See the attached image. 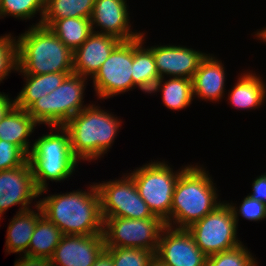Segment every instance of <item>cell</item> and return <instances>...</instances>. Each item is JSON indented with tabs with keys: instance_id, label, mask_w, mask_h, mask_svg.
<instances>
[{
	"instance_id": "cell-1",
	"label": "cell",
	"mask_w": 266,
	"mask_h": 266,
	"mask_svg": "<svg viewBox=\"0 0 266 266\" xmlns=\"http://www.w3.org/2000/svg\"><path fill=\"white\" fill-rule=\"evenodd\" d=\"M90 192H70L48 196L39 205L43 215L54 223L63 235L103 234L104 219L98 188Z\"/></svg>"
},
{
	"instance_id": "cell-2",
	"label": "cell",
	"mask_w": 266,
	"mask_h": 266,
	"mask_svg": "<svg viewBox=\"0 0 266 266\" xmlns=\"http://www.w3.org/2000/svg\"><path fill=\"white\" fill-rule=\"evenodd\" d=\"M16 42V70L20 73H73V52L49 27L33 25Z\"/></svg>"
},
{
	"instance_id": "cell-3",
	"label": "cell",
	"mask_w": 266,
	"mask_h": 266,
	"mask_svg": "<svg viewBox=\"0 0 266 266\" xmlns=\"http://www.w3.org/2000/svg\"><path fill=\"white\" fill-rule=\"evenodd\" d=\"M217 193L212 180L201 167L190 166L179 176L172 197V221L179 229H187L222 203H217ZM173 220H172V219Z\"/></svg>"
},
{
	"instance_id": "cell-4",
	"label": "cell",
	"mask_w": 266,
	"mask_h": 266,
	"mask_svg": "<svg viewBox=\"0 0 266 266\" xmlns=\"http://www.w3.org/2000/svg\"><path fill=\"white\" fill-rule=\"evenodd\" d=\"M93 106L85 107L63 125L72 153L79 160L97 159L106 153L119 130L117 118Z\"/></svg>"
},
{
	"instance_id": "cell-5",
	"label": "cell",
	"mask_w": 266,
	"mask_h": 266,
	"mask_svg": "<svg viewBox=\"0 0 266 266\" xmlns=\"http://www.w3.org/2000/svg\"><path fill=\"white\" fill-rule=\"evenodd\" d=\"M57 128L61 129V135L52 133L40 137L28 155L39 195L47 190V179L65 180L73 173L78 161L72 153L68 131L63 126Z\"/></svg>"
},
{
	"instance_id": "cell-6",
	"label": "cell",
	"mask_w": 266,
	"mask_h": 266,
	"mask_svg": "<svg viewBox=\"0 0 266 266\" xmlns=\"http://www.w3.org/2000/svg\"><path fill=\"white\" fill-rule=\"evenodd\" d=\"M86 77L68 75L51 93L35 101L26 111L38 124H48L54 129L85 108L82 106Z\"/></svg>"
},
{
	"instance_id": "cell-7",
	"label": "cell",
	"mask_w": 266,
	"mask_h": 266,
	"mask_svg": "<svg viewBox=\"0 0 266 266\" xmlns=\"http://www.w3.org/2000/svg\"><path fill=\"white\" fill-rule=\"evenodd\" d=\"M173 173L164 162L146 164L130 176L133 178L140 197L146 202L154 216L161 218L170 227V212L174 189L179 176L188 168Z\"/></svg>"
},
{
	"instance_id": "cell-8",
	"label": "cell",
	"mask_w": 266,
	"mask_h": 266,
	"mask_svg": "<svg viewBox=\"0 0 266 266\" xmlns=\"http://www.w3.org/2000/svg\"><path fill=\"white\" fill-rule=\"evenodd\" d=\"M237 215L235 206L223 203L187 230L206 256L228 251L242 244L236 237Z\"/></svg>"
},
{
	"instance_id": "cell-9",
	"label": "cell",
	"mask_w": 266,
	"mask_h": 266,
	"mask_svg": "<svg viewBox=\"0 0 266 266\" xmlns=\"http://www.w3.org/2000/svg\"><path fill=\"white\" fill-rule=\"evenodd\" d=\"M103 235L106 248H139L157 251L166 223L159 217L131 219L103 217Z\"/></svg>"
},
{
	"instance_id": "cell-10",
	"label": "cell",
	"mask_w": 266,
	"mask_h": 266,
	"mask_svg": "<svg viewBox=\"0 0 266 266\" xmlns=\"http://www.w3.org/2000/svg\"><path fill=\"white\" fill-rule=\"evenodd\" d=\"M101 201L103 217L145 219L156 217L140 197L133 178L96 184Z\"/></svg>"
},
{
	"instance_id": "cell-11",
	"label": "cell",
	"mask_w": 266,
	"mask_h": 266,
	"mask_svg": "<svg viewBox=\"0 0 266 266\" xmlns=\"http://www.w3.org/2000/svg\"><path fill=\"white\" fill-rule=\"evenodd\" d=\"M132 66L133 39L121 41L93 76L99 98H109L134 87Z\"/></svg>"
},
{
	"instance_id": "cell-12",
	"label": "cell",
	"mask_w": 266,
	"mask_h": 266,
	"mask_svg": "<svg viewBox=\"0 0 266 266\" xmlns=\"http://www.w3.org/2000/svg\"><path fill=\"white\" fill-rule=\"evenodd\" d=\"M155 255L167 266H205L207 261L187 229L169 226L161 232Z\"/></svg>"
},
{
	"instance_id": "cell-13",
	"label": "cell",
	"mask_w": 266,
	"mask_h": 266,
	"mask_svg": "<svg viewBox=\"0 0 266 266\" xmlns=\"http://www.w3.org/2000/svg\"><path fill=\"white\" fill-rule=\"evenodd\" d=\"M105 249L103 234L63 235L50 259L53 266H92Z\"/></svg>"
},
{
	"instance_id": "cell-14",
	"label": "cell",
	"mask_w": 266,
	"mask_h": 266,
	"mask_svg": "<svg viewBox=\"0 0 266 266\" xmlns=\"http://www.w3.org/2000/svg\"><path fill=\"white\" fill-rule=\"evenodd\" d=\"M39 196L29 162L0 171V218L10 206L22 205L20 212L30 209L32 199Z\"/></svg>"
},
{
	"instance_id": "cell-15",
	"label": "cell",
	"mask_w": 266,
	"mask_h": 266,
	"mask_svg": "<svg viewBox=\"0 0 266 266\" xmlns=\"http://www.w3.org/2000/svg\"><path fill=\"white\" fill-rule=\"evenodd\" d=\"M153 52L160 78L164 74L192 80L201 60L206 54L180 46H156L149 48Z\"/></svg>"
},
{
	"instance_id": "cell-16",
	"label": "cell",
	"mask_w": 266,
	"mask_h": 266,
	"mask_svg": "<svg viewBox=\"0 0 266 266\" xmlns=\"http://www.w3.org/2000/svg\"><path fill=\"white\" fill-rule=\"evenodd\" d=\"M120 42L115 36L93 32L73 52V73L93 77Z\"/></svg>"
},
{
	"instance_id": "cell-17",
	"label": "cell",
	"mask_w": 266,
	"mask_h": 266,
	"mask_svg": "<svg viewBox=\"0 0 266 266\" xmlns=\"http://www.w3.org/2000/svg\"><path fill=\"white\" fill-rule=\"evenodd\" d=\"M126 0H95L93 12L90 18L93 25L97 24L103 28L100 34H108L115 36L121 41H128L135 39L141 33H134L130 31L128 25L129 17L127 11Z\"/></svg>"
},
{
	"instance_id": "cell-18",
	"label": "cell",
	"mask_w": 266,
	"mask_h": 266,
	"mask_svg": "<svg viewBox=\"0 0 266 266\" xmlns=\"http://www.w3.org/2000/svg\"><path fill=\"white\" fill-rule=\"evenodd\" d=\"M214 57L206 56L201 60L198 70L192 77L193 95L207 100H219L224 93V67Z\"/></svg>"
},
{
	"instance_id": "cell-19",
	"label": "cell",
	"mask_w": 266,
	"mask_h": 266,
	"mask_svg": "<svg viewBox=\"0 0 266 266\" xmlns=\"http://www.w3.org/2000/svg\"><path fill=\"white\" fill-rule=\"evenodd\" d=\"M39 213L31 211H18L9 223L6 236V250L9 253L24 252L28 255V248L37 221L43 216L39 202L35 205Z\"/></svg>"
},
{
	"instance_id": "cell-20",
	"label": "cell",
	"mask_w": 266,
	"mask_h": 266,
	"mask_svg": "<svg viewBox=\"0 0 266 266\" xmlns=\"http://www.w3.org/2000/svg\"><path fill=\"white\" fill-rule=\"evenodd\" d=\"M38 124L26 110L14 107L0 122V140L20 147L27 155L30 153L27 137Z\"/></svg>"
},
{
	"instance_id": "cell-21",
	"label": "cell",
	"mask_w": 266,
	"mask_h": 266,
	"mask_svg": "<svg viewBox=\"0 0 266 266\" xmlns=\"http://www.w3.org/2000/svg\"><path fill=\"white\" fill-rule=\"evenodd\" d=\"M143 35L133 39V73L131 76L135 86L151 93L160 76L153 52L149 48H142Z\"/></svg>"
},
{
	"instance_id": "cell-22",
	"label": "cell",
	"mask_w": 266,
	"mask_h": 266,
	"mask_svg": "<svg viewBox=\"0 0 266 266\" xmlns=\"http://www.w3.org/2000/svg\"><path fill=\"white\" fill-rule=\"evenodd\" d=\"M72 73H47L26 76V85L15 99L16 107L27 110L35 101L59 87Z\"/></svg>"
},
{
	"instance_id": "cell-23",
	"label": "cell",
	"mask_w": 266,
	"mask_h": 266,
	"mask_svg": "<svg viewBox=\"0 0 266 266\" xmlns=\"http://www.w3.org/2000/svg\"><path fill=\"white\" fill-rule=\"evenodd\" d=\"M94 2L95 0H45L41 24L50 28L60 19L91 18Z\"/></svg>"
},
{
	"instance_id": "cell-24",
	"label": "cell",
	"mask_w": 266,
	"mask_h": 266,
	"mask_svg": "<svg viewBox=\"0 0 266 266\" xmlns=\"http://www.w3.org/2000/svg\"><path fill=\"white\" fill-rule=\"evenodd\" d=\"M265 84L254 74H244L229 93L230 103L236 108L252 109L265 99Z\"/></svg>"
},
{
	"instance_id": "cell-25",
	"label": "cell",
	"mask_w": 266,
	"mask_h": 266,
	"mask_svg": "<svg viewBox=\"0 0 266 266\" xmlns=\"http://www.w3.org/2000/svg\"><path fill=\"white\" fill-rule=\"evenodd\" d=\"M62 237L61 230L43 215L35 226L29 244L28 255L51 258Z\"/></svg>"
},
{
	"instance_id": "cell-26",
	"label": "cell",
	"mask_w": 266,
	"mask_h": 266,
	"mask_svg": "<svg viewBox=\"0 0 266 266\" xmlns=\"http://www.w3.org/2000/svg\"><path fill=\"white\" fill-rule=\"evenodd\" d=\"M50 29L74 52L94 32L90 18H65L57 20Z\"/></svg>"
},
{
	"instance_id": "cell-27",
	"label": "cell",
	"mask_w": 266,
	"mask_h": 266,
	"mask_svg": "<svg viewBox=\"0 0 266 266\" xmlns=\"http://www.w3.org/2000/svg\"><path fill=\"white\" fill-rule=\"evenodd\" d=\"M163 80L164 77L159 79L154 85L151 93L162 88V98L167 108L179 110L191 104L193 98L192 80L182 77H173L162 84Z\"/></svg>"
},
{
	"instance_id": "cell-28",
	"label": "cell",
	"mask_w": 266,
	"mask_h": 266,
	"mask_svg": "<svg viewBox=\"0 0 266 266\" xmlns=\"http://www.w3.org/2000/svg\"><path fill=\"white\" fill-rule=\"evenodd\" d=\"M41 10V20L37 25L41 24L44 10L45 0H1L0 1V16L7 14L21 19H30L34 17L36 12Z\"/></svg>"
},
{
	"instance_id": "cell-29",
	"label": "cell",
	"mask_w": 266,
	"mask_h": 266,
	"mask_svg": "<svg viewBox=\"0 0 266 266\" xmlns=\"http://www.w3.org/2000/svg\"><path fill=\"white\" fill-rule=\"evenodd\" d=\"M250 252L241 244L238 247L207 256L205 266H256Z\"/></svg>"
},
{
	"instance_id": "cell-30",
	"label": "cell",
	"mask_w": 266,
	"mask_h": 266,
	"mask_svg": "<svg viewBox=\"0 0 266 266\" xmlns=\"http://www.w3.org/2000/svg\"><path fill=\"white\" fill-rule=\"evenodd\" d=\"M112 257L113 266H147L155 255L152 251L139 248H106Z\"/></svg>"
},
{
	"instance_id": "cell-31",
	"label": "cell",
	"mask_w": 266,
	"mask_h": 266,
	"mask_svg": "<svg viewBox=\"0 0 266 266\" xmlns=\"http://www.w3.org/2000/svg\"><path fill=\"white\" fill-rule=\"evenodd\" d=\"M11 36L0 37V82L17 69V42Z\"/></svg>"
},
{
	"instance_id": "cell-32",
	"label": "cell",
	"mask_w": 266,
	"mask_h": 266,
	"mask_svg": "<svg viewBox=\"0 0 266 266\" xmlns=\"http://www.w3.org/2000/svg\"><path fill=\"white\" fill-rule=\"evenodd\" d=\"M27 161L28 155L20 147L0 140V171L22 166Z\"/></svg>"
},
{
	"instance_id": "cell-33",
	"label": "cell",
	"mask_w": 266,
	"mask_h": 266,
	"mask_svg": "<svg viewBox=\"0 0 266 266\" xmlns=\"http://www.w3.org/2000/svg\"><path fill=\"white\" fill-rule=\"evenodd\" d=\"M239 208L241 216L250 221H260L266 218V205L249 195L244 198Z\"/></svg>"
},
{
	"instance_id": "cell-34",
	"label": "cell",
	"mask_w": 266,
	"mask_h": 266,
	"mask_svg": "<svg viewBox=\"0 0 266 266\" xmlns=\"http://www.w3.org/2000/svg\"><path fill=\"white\" fill-rule=\"evenodd\" d=\"M252 187L253 193L249 196L266 205V175L263 174L257 177L254 180Z\"/></svg>"
},
{
	"instance_id": "cell-35",
	"label": "cell",
	"mask_w": 266,
	"mask_h": 266,
	"mask_svg": "<svg viewBox=\"0 0 266 266\" xmlns=\"http://www.w3.org/2000/svg\"><path fill=\"white\" fill-rule=\"evenodd\" d=\"M14 266H53V263L50 258L35 257L25 255L19 261L15 262Z\"/></svg>"
},
{
	"instance_id": "cell-36",
	"label": "cell",
	"mask_w": 266,
	"mask_h": 266,
	"mask_svg": "<svg viewBox=\"0 0 266 266\" xmlns=\"http://www.w3.org/2000/svg\"><path fill=\"white\" fill-rule=\"evenodd\" d=\"M15 106V100L12 102L8 95L0 93V122Z\"/></svg>"
},
{
	"instance_id": "cell-37",
	"label": "cell",
	"mask_w": 266,
	"mask_h": 266,
	"mask_svg": "<svg viewBox=\"0 0 266 266\" xmlns=\"http://www.w3.org/2000/svg\"><path fill=\"white\" fill-rule=\"evenodd\" d=\"M92 266H113L111 255L104 250Z\"/></svg>"
},
{
	"instance_id": "cell-38",
	"label": "cell",
	"mask_w": 266,
	"mask_h": 266,
	"mask_svg": "<svg viewBox=\"0 0 266 266\" xmlns=\"http://www.w3.org/2000/svg\"><path fill=\"white\" fill-rule=\"evenodd\" d=\"M147 266H167L156 255L148 262Z\"/></svg>"
},
{
	"instance_id": "cell-39",
	"label": "cell",
	"mask_w": 266,
	"mask_h": 266,
	"mask_svg": "<svg viewBox=\"0 0 266 266\" xmlns=\"http://www.w3.org/2000/svg\"><path fill=\"white\" fill-rule=\"evenodd\" d=\"M257 36L261 39H263V41L266 42V28L264 30H262L260 33H257Z\"/></svg>"
}]
</instances>
